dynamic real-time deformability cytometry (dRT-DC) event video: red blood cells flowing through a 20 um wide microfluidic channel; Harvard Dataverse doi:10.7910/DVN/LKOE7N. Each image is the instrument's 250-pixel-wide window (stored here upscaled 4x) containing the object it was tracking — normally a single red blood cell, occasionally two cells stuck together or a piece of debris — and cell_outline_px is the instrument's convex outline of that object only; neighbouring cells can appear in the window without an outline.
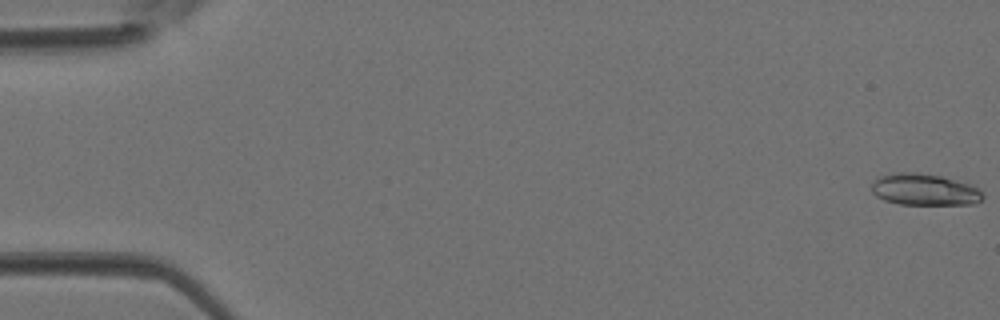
{"species": "Egyptian fruit bat (a non-hibernating species)", "species_latin": "Rousettus aegyptiacus", "temperature_condition": "room temperature", "stored_images_in_passage": 4, "camera_frame_rate_fps": 3000, "um_per_image_px": 0.085, "animal": {"sex": "female"}, "frame": {"image": 1, "passage_image": 1, "time_ms": 0.0, "image_size_px": [1000, 320], "cell_outline_px": [[984, 196], [980, 200], [972, 204], [900, 204], [884, 200], [876, 196], [872, 192], [872, 184], [880, 176], [892, 172], [916, 172], [940, 176], [972, 184]], "centroid_in_image_um": [78.55, 16.11], "position_along_channel_um": 6.4, "area_um2": 20.35}}
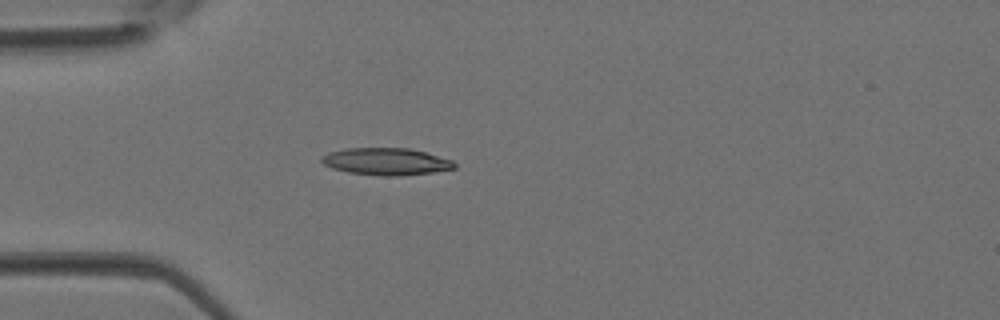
{"frame": {"image": 2, "passage_image": 4, "time_ms": 1.0, "image_size_px": [1000, 320], "cell_outline_px": [[456, 168], [432, 172], [400, 176], [380, 176], [348, 172], [332, 168], [324, 164], [320, 160], [320, 156], [328, 152], [348, 148], [408, 148], [424, 152], [452, 160], [456, 164]], "centroid_in_image_um": [32.79, 13.73], "position_along_channel_um": 52.2, "area_um2": 20.98}}